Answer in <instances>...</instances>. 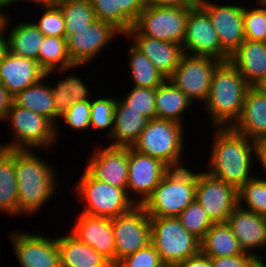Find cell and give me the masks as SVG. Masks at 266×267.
<instances>
[{"label":"cell","mask_w":266,"mask_h":267,"mask_svg":"<svg viewBox=\"0 0 266 267\" xmlns=\"http://www.w3.org/2000/svg\"><path fill=\"white\" fill-rule=\"evenodd\" d=\"M115 240V265L151 243L150 217L141 206L112 218Z\"/></svg>","instance_id":"obj_12"},{"label":"cell","mask_w":266,"mask_h":267,"mask_svg":"<svg viewBox=\"0 0 266 267\" xmlns=\"http://www.w3.org/2000/svg\"><path fill=\"white\" fill-rule=\"evenodd\" d=\"M221 61L214 57L184 53L169 78L191 101H206L215 68Z\"/></svg>","instance_id":"obj_10"},{"label":"cell","mask_w":266,"mask_h":267,"mask_svg":"<svg viewBox=\"0 0 266 267\" xmlns=\"http://www.w3.org/2000/svg\"><path fill=\"white\" fill-rule=\"evenodd\" d=\"M95 149L86 160L85 169L97 180L126 190L128 148L111 147L108 144Z\"/></svg>","instance_id":"obj_17"},{"label":"cell","mask_w":266,"mask_h":267,"mask_svg":"<svg viewBox=\"0 0 266 267\" xmlns=\"http://www.w3.org/2000/svg\"><path fill=\"white\" fill-rule=\"evenodd\" d=\"M66 234L62 237H56L61 267H114L107 258L95 249L79 241L70 232Z\"/></svg>","instance_id":"obj_27"},{"label":"cell","mask_w":266,"mask_h":267,"mask_svg":"<svg viewBox=\"0 0 266 267\" xmlns=\"http://www.w3.org/2000/svg\"><path fill=\"white\" fill-rule=\"evenodd\" d=\"M124 36L150 59L155 69L166 79L173 75L184 54L181 44L142 35L134 26Z\"/></svg>","instance_id":"obj_20"},{"label":"cell","mask_w":266,"mask_h":267,"mask_svg":"<svg viewBox=\"0 0 266 267\" xmlns=\"http://www.w3.org/2000/svg\"><path fill=\"white\" fill-rule=\"evenodd\" d=\"M9 234L20 267H61L56 237L14 230Z\"/></svg>","instance_id":"obj_15"},{"label":"cell","mask_w":266,"mask_h":267,"mask_svg":"<svg viewBox=\"0 0 266 267\" xmlns=\"http://www.w3.org/2000/svg\"><path fill=\"white\" fill-rule=\"evenodd\" d=\"M0 3H7L6 0H0Z\"/></svg>","instance_id":"obj_58"},{"label":"cell","mask_w":266,"mask_h":267,"mask_svg":"<svg viewBox=\"0 0 266 267\" xmlns=\"http://www.w3.org/2000/svg\"><path fill=\"white\" fill-rule=\"evenodd\" d=\"M208 0H178V7H186L188 9H203Z\"/></svg>","instance_id":"obj_50"},{"label":"cell","mask_w":266,"mask_h":267,"mask_svg":"<svg viewBox=\"0 0 266 267\" xmlns=\"http://www.w3.org/2000/svg\"><path fill=\"white\" fill-rule=\"evenodd\" d=\"M226 223L230 226L243 251L255 255L259 258L261 267H266L265 261L258 253L259 249L266 247V216L247 210L238 204Z\"/></svg>","instance_id":"obj_19"},{"label":"cell","mask_w":266,"mask_h":267,"mask_svg":"<svg viewBox=\"0 0 266 267\" xmlns=\"http://www.w3.org/2000/svg\"><path fill=\"white\" fill-rule=\"evenodd\" d=\"M132 89L120 99L131 110L140 112L150 119L156 118L155 88L131 87Z\"/></svg>","instance_id":"obj_41"},{"label":"cell","mask_w":266,"mask_h":267,"mask_svg":"<svg viewBox=\"0 0 266 267\" xmlns=\"http://www.w3.org/2000/svg\"><path fill=\"white\" fill-rule=\"evenodd\" d=\"M192 104L193 101L170 79H166L155 88L156 118L158 119L171 120L184 125V114L193 106Z\"/></svg>","instance_id":"obj_28"},{"label":"cell","mask_w":266,"mask_h":267,"mask_svg":"<svg viewBox=\"0 0 266 267\" xmlns=\"http://www.w3.org/2000/svg\"><path fill=\"white\" fill-rule=\"evenodd\" d=\"M6 2L9 4V5H12L15 3H21V2H32L33 4H36V3H45V2H51V0H6Z\"/></svg>","instance_id":"obj_54"},{"label":"cell","mask_w":266,"mask_h":267,"mask_svg":"<svg viewBox=\"0 0 266 267\" xmlns=\"http://www.w3.org/2000/svg\"><path fill=\"white\" fill-rule=\"evenodd\" d=\"M254 145L255 159H257L255 161L260 163L259 166H261V168L264 170H262V172L264 173L266 172V137L255 140ZM260 178L266 180V177H264L263 175Z\"/></svg>","instance_id":"obj_48"},{"label":"cell","mask_w":266,"mask_h":267,"mask_svg":"<svg viewBox=\"0 0 266 267\" xmlns=\"http://www.w3.org/2000/svg\"><path fill=\"white\" fill-rule=\"evenodd\" d=\"M145 6V0H116V29L123 36L134 26Z\"/></svg>","instance_id":"obj_42"},{"label":"cell","mask_w":266,"mask_h":267,"mask_svg":"<svg viewBox=\"0 0 266 267\" xmlns=\"http://www.w3.org/2000/svg\"><path fill=\"white\" fill-rule=\"evenodd\" d=\"M96 19L110 23L116 28V0H89Z\"/></svg>","instance_id":"obj_46"},{"label":"cell","mask_w":266,"mask_h":267,"mask_svg":"<svg viewBox=\"0 0 266 267\" xmlns=\"http://www.w3.org/2000/svg\"><path fill=\"white\" fill-rule=\"evenodd\" d=\"M200 251L210 258L232 257L245 253L226 222L214 223L211 226L200 240Z\"/></svg>","instance_id":"obj_32"},{"label":"cell","mask_w":266,"mask_h":267,"mask_svg":"<svg viewBox=\"0 0 266 267\" xmlns=\"http://www.w3.org/2000/svg\"><path fill=\"white\" fill-rule=\"evenodd\" d=\"M65 19V30H81L96 19L89 0H57Z\"/></svg>","instance_id":"obj_35"},{"label":"cell","mask_w":266,"mask_h":267,"mask_svg":"<svg viewBox=\"0 0 266 267\" xmlns=\"http://www.w3.org/2000/svg\"><path fill=\"white\" fill-rule=\"evenodd\" d=\"M43 11L40 19L33 22L44 36L66 37L65 19L55 2L36 3Z\"/></svg>","instance_id":"obj_38"},{"label":"cell","mask_w":266,"mask_h":267,"mask_svg":"<svg viewBox=\"0 0 266 267\" xmlns=\"http://www.w3.org/2000/svg\"><path fill=\"white\" fill-rule=\"evenodd\" d=\"M44 77L45 71L33 59L8 52L0 62V83L12 97Z\"/></svg>","instance_id":"obj_22"},{"label":"cell","mask_w":266,"mask_h":267,"mask_svg":"<svg viewBox=\"0 0 266 267\" xmlns=\"http://www.w3.org/2000/svg\"><path fill=\"white\" fill-rule=\"evenodd\" d=\"M145 4L156 7H178V0H145Z\"/></svg>","instance_id":"obj_51"},{"label":"cell","mask_w":266,"mask_h":267,"mask_svg":"<svg viewBox=\"0 0 266 267\" xmlns=\"http://www.w3.org/2000/svg\"><path fill=\"white\" fill-rule=\"evenodd\" d=\"M8 6H9L8 3H0V33L5 29V25L8 19V16H7L8 14H6L4 11V9Z\"/></svg>","instance_id":"obj_53"},{"label":"cell","mask_w":266,"mask_h":267,"mask_svg":"<svg viewBox=\"0 0 266 267\" xmlns=\"http://www.w3.org/2000/svg\"><path fill=\"white\" fill-rule=\"evenodd\" d=\"M196 172L170 169L141 207L149 217H177L195 200Z\"/></svg>","instance_id":"obj_4"},{"label":"cell","mask_w":266,"mask_h":267,"mask_svg":"<svg viewBox=\"0 0 266 267\" xmlns=\"http://www.w3.org/2000/svg\"><path fill=\"white\" fill-rule=\"evenodd\" d=\"M238 204L259 215L266 216V180L254 176L238 189Z\"/></svg>","instance_id":"obj_36"},{"label":"cell","mask_w":266,"mask_h":267,"mask_svg":"<svg viewBox=\"0 0 266 267\" xmlns=\"http://www.w3.org/2000/svg\"><path fill=\"white\" fill-rule=\"evenodd\" d=\"M182 46L187 54L214 57L221 62L230 58L221 47L217 32L204 9L190 10Z\"/></svg>","instance_id":"obj_16"},{"label":"cell","mask_w":266,"mask_h":267,"mask_svg":"<svg viewBox=\"0 0 266 267\" xmlns=\"http://www.w3.org/2000/svg\"><path fill=\"white\" fill-rule=\"evenodd\" d=\"M67 50L74 65L90 64L111 41L123 35L113 25L95 20L81 30H65ZM115 37V38H114ZM110 42V43H109ZM98 56V57H96Z\"/></svg>","instance_id":"obj_11"},{"label":"cell","mask_w":266,"mask_h":267,"mask_svg":"<svg viewBox=\"0 0 266 267\" xmlns=\"http://www.w3.org/2000/svg\"><path fill=\"white\" fill-rule=\"evenodd\" d=\"M252 5L244 6L243 24L245 39L251 41L266 42V6L258 1Z\"/></svg>","instance_id":"obj_40"},{"label":"cell","mask_w":266,"mask_h":267,"mask_svg":"<svg viewBox=\"0 0 266 267\" xmlns=\"http://www.w3.org/2000/svg\"><path fill=\"white\" fill-rule=\"evenodd\" d=\"M158 267H177V265L172 263H161Z\"/></svg>","instance_id":"obj_56"},{"label":"cell","mask_w":266,"mask_h":267,"mask_svg":"<svg viewBox=\"0 0 266 267\" xmlns=\"http://www.w3.org/2000/svg\"><path fill=\"white\" fill-rule=\"evenodd\" d=\"M12 96L5 87L0 83V121L5 120L7 112L12 103Z\"/></svg>","instance_id":"obj_49"},{"label":"cell","mask_w":266,"mask_h":267,"mask_svg":"<svg viewBox=\"0 0 266 267\" xmlns=\"http://www.w3.org/2000/svg\"><path fill=\"white\" fill-rule=\"evenodd\" d=\"M59 119H63L66 125L74 131H83L90 128V100L74 102L70 108L64 111Z\"/></svg>","instance_id":"obj_43"},{"label":"cell","mask_w":266,"mask_h":267,"mask_svg":"<svg viewBox=\"0 0 266 267\" xmlns=\"http://www.w3.org/2000/svg\"><path fill=\"white\" fill-rule=\"evenodd\" d=\"M161 258L152 243L120 260L114 267H158Z\"/></svg>","instance_id":"obj_44"},{"label":"cell","mask_w":266,"mask_h":267,"mask_svg":"<svg viewBox=\"0 0 266 267\" xmlns=\"http://www.w3.org/2000/svg\"><path fill=\"white\" fill-rule=\"evenodd\" d=\"M169 170L170 168L161 160L128 148L126 191L136 206H141L145 202Z\"/></svg>","instance_id":"obj_14"},{"label":"cell","mask_w":266,"mask_h":267,"mask_svg":"<svg viewBox=\"0 0 266 267\" xmlns=\"http://www.w3.org/2000/svg\"><path fill=\"white\" fill-rule=\"evenodd\" d=\"M177 218L182 226L199 240L204 237L214 224L208 217L207 212L196 200L187 206Z\"/></svg>","instance_id":"obj_39"},{"label":"cell","mask_w":266,"mask_h":267,"mask_svg":"<svg viewBox=\"0 0 266 267\" xmlns=\"http://www.w3.org/2000/svg\"><path fill=\"white\" fill-rule=\"evenodd\" d=\"M177 267H213L211 258L199 251L197 254L182 261Z\"/></svg>","instance_id":"obj_47"},{"label":"cell","mask_w":266,"mask_h":267,"mask_svg":"<svg viewBox=\"0 0 266 267\" xmlns=\"http://www.w3.org/2000/svg\"><path fill=\"white\" fill-rule=\"evenodd\" d=\"M184 127L171 120L150 119L132 149L161 160L170 169L183 168Z\"/></svg>","instance_id":"obj_5"},{"label":"cell","mask_w":266,"mask_h":267,"mask_svg":"<svg viewBox=\"0 0 266 267\" xmlns=\"http://www.w3.org/2000/svg\"><path fill=\"white\" fill-rule=\"evenodd\" d=\"M215 28L221 47L231 55L245 40L244 6L222 4L208 0L203 7Z\"/></svg>","instance_id":"obj_18"},{"label":"cell","mask_w":266,"mask_h":267,"mask_svg":"<svg viewBox=\"0 0 266 267\" xmlns=\"http://www.w3.org/2000/svg\"><path fill=\"white\" fill-rule=\"evenodd\" d=\"M117 103L115 95L90 100V128L105 131L108 139L114 128V111Z\"/></svg>","instance_id":"obj_37"},{"label":"cell","mask_w":266,"mask_h":267,"mask_svg":"<svg viewBox=\"0 0 266 267\" xmlns=\"http://www.w3.org/2000/svg\"><path fill=\"white\" fill-rule=\"evenodd\" d=\"M151 243L163 263L180 264L200 251V240L177 217H150Z\"/></svg>","instance_id":"obj_8"},{"label":"cell","mask_w":266,"mask_h":267,"mask_svg":"<svg viewBox=\"0 0 266 267\" xmlns=\"http://www.w3.org/2000/svg\"><path fill=\"white\" fill-rule=\"evenodd\" d=\"M229 61L250 86H255L266 73V42L245 39Z\"/></svg>","instance_id":"obj_25"},{"label":"cell","mask_w":266,"mask_h":267,"mask_svg":"<svg viewBox=\"0 0 266 267\" xmlns=\"http://www.w3.org/2000/svg\"><path fill=\"white\" fill-rule=\"evenodd\" d=\"M51 85L56 111L61 115L68 110L74 102L91 100L90 89L80 77L70 74Z\"/></svg>","instance_id":"obj_33"},{"label":"cell","mask_w":266,"mask_h":267,"mask_svg":"<svg viewBox=\"0 0 266 267\" xmlns=\"http://www.w3.org/2000/svg\"><path fill=\"white\" fill-rule=\"evenodd\" d=\"M69 230L79 241L89 245L115 266V240L112 218L79 213Z\"/></svg>","instance_id":"obj_21"},{"label":"cell","mask_w":266,"mask_h":267,"mask_svg":"<svg viewBox=\"0 0 266 267\" xmlns=\"http://www.w3.org/2000/svg\"><path fill=\"white\" fill-rule=\"evenodd\" d=\"M250 85L230 62H221L214 70L204 111L214 128L232 127L239 119Z\"/></svg>","instance_id":"obj_3"},{"label":"cell","mask_w":266,"mask_h":267,"mask_svg":"<svg viewBox=\"0 0 266 267\" xmlns=\"http://www.w3.org/2000/svg\"><path fill=\"white\" fill-rule=\"evenodd\" d=\"M128 48L129 78L132 80L134 87L156 88L166 80V78L155 69L147 56L141 53L131 43Z\"/></svg>","instance_id":"obj_34"},{"label":"cell","mask_w":266,"mask_h":267,"mask_svg":"<svg viewBox=\"0 0 266 267\" xmlns=\"http://www.w3.org/2000/svg\"><path fill=\"white\" fill-rule=\"evenodd\" d=\"M213 267H261L259 258L250 253L232 257L211 258Z\"/></svg>","instance_id":"obj_45"},{"label":"cell","mask_w":266,"mask_h":267,"mask_svg":"<svg viewBox=\"0 0 266 267\" xmlns=\"http://www.w3.org/2000/svg\"><path fill=\"white\" fill-rule=\"evenodd\" d=\"M256 1H258L261 5L266 6V0H256Z\"/></svg>","instance_id":"obj_57"},{"label":"cell","mask_w":266,"mask_h":267,"mask_svg":"<svg viewBox=\"0 0 266 267\" xmlns=\"http://www.w3.org/2000/svg\"><path fill=\"white\" fill-rule=\"evenodd\" d=\"M214 129L206 172L238 190L256 176L252 174L256 160L254 140L231 127Z\"/></svg>","instance_id":"obj_1"},{"label":"cell","mask_w":266,"mask_h":267,"mask_svg":"<svg viewBox=\"0 0 266 267\" xmlns=\"http://www.w3.org/2000/svg\"><path fill=\"white\" fill-rule=\"evenodd\" d=\"M10 16H8L5 29L8 38L9 52L19 57H26L37 61L43 33L32 22H21L9 29ZM8 29V30H7Z\"/></svg>","instance_id":"obj_30"},{"label":"cell","mask_w":266,"mask_h":267,"mask_svg":"<svg viewBox=\"0 0 266 267\" xmlns=\"http://www.w3.org/2000/svg\"><path fill=\"white\" fill-rule=\"evenodd\" d=\"M39 48L37 62L45 71L46 78L55 71L64 75L71 70L75 71L74 69L83 67L72 63L67 50L66 37L44 36Z\"/></svg>","instance_id":"obj_29"},{"label":"cell","mask_w":266,"mask_h":267,"mask_svg":"<svg viewBox=\"0 0 266 267\" xmlns=\"http://www.w3.org/2000/svg\"><path fill=\"white\" fill-rule=\"evenodd\" d=\"M73 188L75 195L85 203L80 213L114 218L136 206L125 189L97 180L86 169Z\"/></svg>","instance_id":"obj_7"},{"label":"cell","mask_w":266,"mask_h":267,"mask_svg":"<svg viewBox=\"0 0 266 267\" xmlns=\"http://www.w3.org/2000/svg\"><path fill=\"white\" fill-rule=\"evenodd\" d=\"M36 151L35 149H15L18 210L22 215L31 216L32 213L41 211L46 202H49L48 200L57 192L56 188L59 184L55 175V166L39 157Z\"/></svg>","instance_id":"obj_2"},{"label":"cell","mask_w":266,"mask_h":267,"mask_svg":"<svg viewBox=\"0 0 266 267\" xmlns=\"http://www.w3.org/2000/svg\"><path fill=\"white\" fill-rule=\"evenodd\" d=\"M195 200L213 223L226 222L238 205V190L205 171H196Z\"/></svg>","instance_id":"obj_13"},{"label":"cell","mask_w":266,"mask_h":267,"mask_svg":"<svg viewBox=\"0 0 266 267\" xmlns=\"http://www.w3.org/2000/svg\"><path fill=\"white\" fill-rule=\"evenodd\" d=\"M190 10L186 7L146 5L134 27L142 35L182 45Z\"/></svg>","instance_id":"obj_9"},{"label":"cell","mask_w":266,"mask_h":267,"mask_svg":"<svg viewBox=\"0 0 266 267\" xmlns=\"http://www.w3.org/2000/svg\"><path fill=\"white\" fill-rule=\"evenodd\" d=\"M149 119L140 112L131 110L119 97L114 111V128L108 138L111 147L132 148Z\"/></svg>","instance_id":"obj_24"},{"label":"cell","mask_w":266,"mask_h":267,"mask_svg":"<svg viewBox=\"0 0 266 267\" xmlns=\"http://www.w3.org/2000/svg\"><path fill=\"white\" fill-rule=\"evenodd\" d=\"M255 87L263 92H266V73L255 85Z\"/></svg>","instance_id":"obj_55"},{"label":"cell","mask_w":266,"mask_h":267,"mask_svg":"<svg viewBox=\"0 0 266 267\" xmlns=\"http://www.w3.org/2000/svg\"><path fill=\"white\" fill-rule=\"evenodd\" d=\"M5 33L6 29H4L0 33V62L5 58V56L9 52L7 33L6 34Z\"/></svg>","instance_id":"obj_52"},{"label":"cell","mask_w":266,"mask_h":267,"mask_svg":"<svg viewBox=\"0 0 266 267\" xmlns=\"http://www.w3.org/2000/svg\"><path fill=\"white\" fill-rule=\"evenodd\" d=\"M0 211L10 217L23 216L18 210L15 149L0 148Z\"/></svg>","instance_id":"obj_31"},{"label":"cell","mask_w":266,"mask_h":267,"mask_svg":"<svg viewBox=\"0 0 266 267\" xmlns=\"http://www.w3.org/2000/svg\"><path fill=\"white\" fill-rule=\"evenodd\" d=\"M11 141L0 144L2 149H52L57 142L55 125L45 116L17 106L13 101L7 112ZM52 147V148H51Z\"/></svg>","instance_id":"obj_6"},{"label":"cell","mask_w":266,"mask_h":267,"mask_svg":"<svg viewBox=\"0 0 266 267\" xmlns=\"http://www.w3.org/2000/svg\"><path fill=\"white\" fill-rule=\"evenodd\" d=\"M231 128L254 141L266 137V92L249 87L241 115Z\"/></svg>","instance_id":"obj_23"},{"label":"cell","mask_w":266,"mask_h":267,"mask_svg":"<svg viewBox=\"0 0 266 267\" xmlns=\"http://www.w3.org/2000/svg\"><path fill=\"white\" fill-rule=\"evenodd\" d=\"M45 79L46 77L42 78L39 82L26 87L24 90L17 93L12 98V101L17 106L31 110L49 119L55 125L56 139L59 140L57 137L60 135V133H58L60 128L57 125L58 123L60 124V114L55 109L51 84H49V82L47 83V80Z\"/></svg>","instance_id":"obj_26"}]
</instances>
